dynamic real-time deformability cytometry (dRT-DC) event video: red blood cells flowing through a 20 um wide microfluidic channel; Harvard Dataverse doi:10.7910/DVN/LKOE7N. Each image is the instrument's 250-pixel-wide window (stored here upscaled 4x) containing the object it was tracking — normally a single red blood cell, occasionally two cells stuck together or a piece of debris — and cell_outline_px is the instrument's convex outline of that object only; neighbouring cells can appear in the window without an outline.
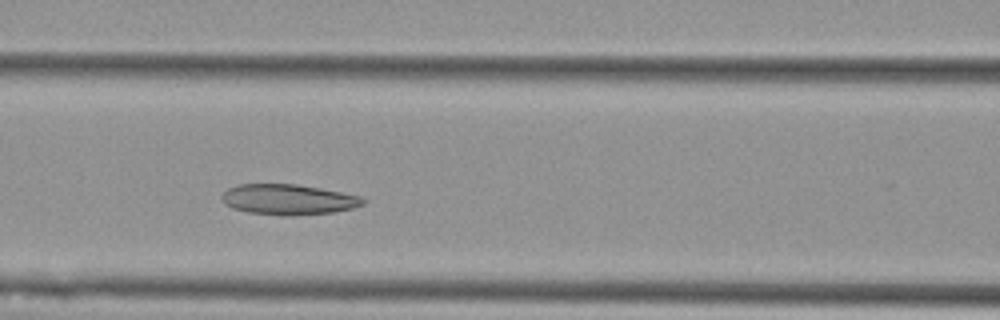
{"species": "Egyptian fruit bat (a non-hibernating species)", "species_latin": "Rousettus aegyptiacus", "temperature_condition": "cold", "stored_images_in_passage": 6, "camera_frame_rate_fps": 3000, "um_per_image_px": 0.085, "animal": {"sex": "female"}, "frame": {"image": 1, "passage_image": 5, "time_ms": 4.667, "image_size_px": [1000, 320], "cell_outline_px": [[368, 200], [364, 204], [352, 208], [332, 212], [288, 216], [248, 212], [232, 208], [224, 204], [220, 196], [228, 188], [240, 184], [296, 184], [320, 188], [360, 196]], "centroid_in_image_um": [24.49, 16.95], "position_along_channel_um": 142.1, "area_um2": 25.03}}
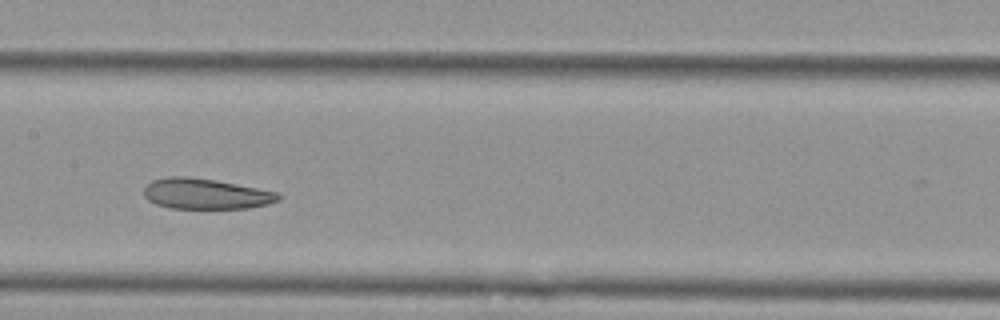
{"frame": {"image": 2, "passage_image": 6, "time_ms": 6.0, "image_size_px": [1000, 320], "cell_outline_px": [[280, 200], [268, 204], [248, 208], [168, 208], [156, 204], [148, 200], [144, 196], [144, 188], [152, 180], [168, 176], [188, 176], [216, 180], [276, 192], [280, 196]], "centroid_in_image_um": [17.45, 16.47], "position_along_channel_um": 190.0, "area_um2": 23.87}}